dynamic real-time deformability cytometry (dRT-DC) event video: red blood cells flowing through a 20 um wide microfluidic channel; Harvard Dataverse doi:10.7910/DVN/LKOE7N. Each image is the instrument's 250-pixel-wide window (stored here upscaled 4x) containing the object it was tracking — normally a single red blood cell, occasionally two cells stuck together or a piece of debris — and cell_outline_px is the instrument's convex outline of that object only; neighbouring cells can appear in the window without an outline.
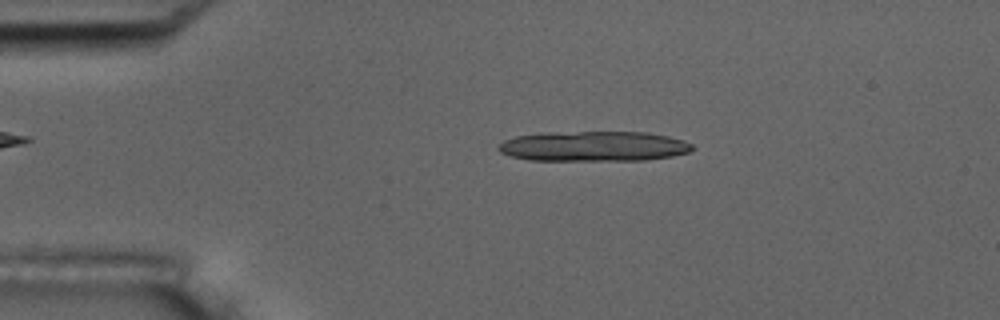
{"species": "common noctule bat (a hibernating species)", "species_latin": "Nyctalus noctula", "temperature_condition": "room temperature", "stored_images_in_passage": 6, "camera_frame_rate_fps": 3000, "um_per_image_px": 0.085, "animal": {"sex": "male", "body_mass_g": 17.5, "forearm_length_mm": 52.3}, "frame": {"image": 1, "passage_image": 2, "time_ms": 0.333, "image_size_px": [1000, 320], "cell_outline_px": [[692, 148], [688, 152], [672, 156], [644, 160], [528, 160], [512, 156], [500, 152], [496, 148], [504, 140], [516, 136], [548, 132], [648, 132], [668, 136], [684, 140], [692, 144]], "centroid_in_image_um": [50.45, 12.43], "position_along_channel_um": 34.5, "area_um2": 33.99}}